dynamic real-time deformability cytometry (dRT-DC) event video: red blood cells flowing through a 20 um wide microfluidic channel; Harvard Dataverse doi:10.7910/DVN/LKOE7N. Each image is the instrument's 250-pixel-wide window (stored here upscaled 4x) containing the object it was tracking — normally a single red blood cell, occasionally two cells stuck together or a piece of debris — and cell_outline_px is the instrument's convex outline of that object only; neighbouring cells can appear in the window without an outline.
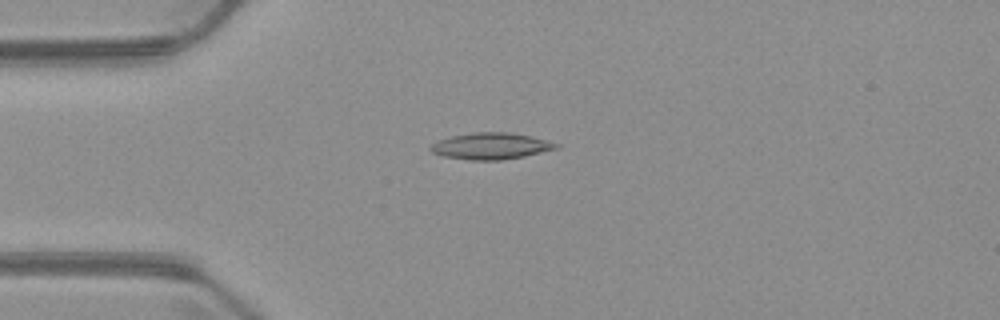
{"species": "common noctule bat (a hibernating species)", "species_latin": "Nyctalus noctula", "temperature_condition": "warm", "stored_images_in_passage": 5, "camera_frame_rate_fps": 3000, "um_per_image_px": 0.085, "animal": {"sex": "male", "body_mass_g": 23.1, "forearm_length_mm": 52.7}, "frame": {"image": 1, "passage_image": 2, "time_ms": 1.333, "image_size_px": [1000, 320], "cell_outline_px": [[560, 148], [524, 156], [500, 160], [468, 160], [444, 156], [432, 152], [428, 148], [432, 144], [440, 140], [452, 136], [472, 132], [508, 132], [528, 136], [560, 144]], "centroid_in_image_um": [41.72, 12.42], "position_along_channel_um": 43.3, "area_um2": 19.19}}
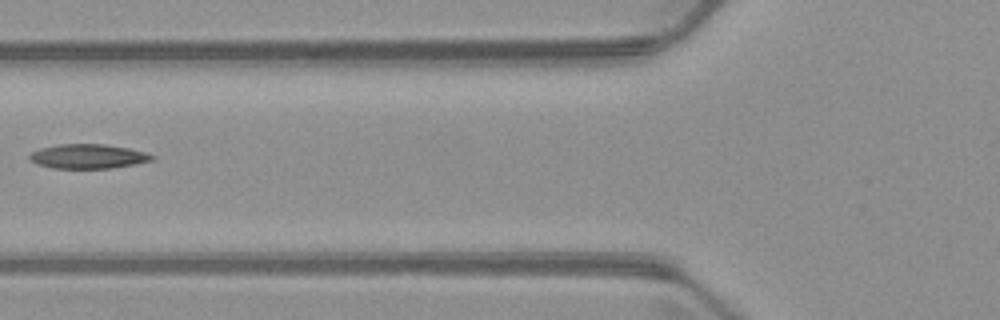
{"frame": {"image": 2, "passage_image": 4, "time_ms": 3.667, "image_size_px": [1000, 320], "cell_outline_px": [[156, 156], [152, 160], [136, 164], [112, 168], [52, 168], [36, 164], [28, 160], [28, 156], [32, 152], [40, 148], [60, 144], [104, 144], [128, 148], [144, 152]], "centroid_in_image_um": [7.45, 13.29], "position_along_channel_um": 118.3, "area_um2": 17.46}}
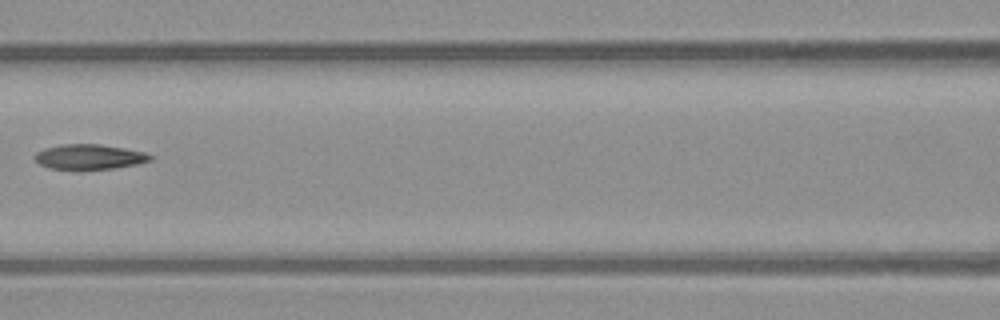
{"frame": {"image": 3, "passage_image": 5, "time_ms": 4.667, "image_size_px": [1000, 320], "cell_outline_px": [[152, 160], [136, 164], [112, 168], [76, 172], [48, 168], [40, 164], [36, 160], [36, 152], [44, 148], [60, 144], [100, 144], [124, 148], [144, 152], [152, 156]], "centroid_in_image_um": [7.54, 13.36], "position_along_channel_um": 159.1, "area_um2": 17.34}}